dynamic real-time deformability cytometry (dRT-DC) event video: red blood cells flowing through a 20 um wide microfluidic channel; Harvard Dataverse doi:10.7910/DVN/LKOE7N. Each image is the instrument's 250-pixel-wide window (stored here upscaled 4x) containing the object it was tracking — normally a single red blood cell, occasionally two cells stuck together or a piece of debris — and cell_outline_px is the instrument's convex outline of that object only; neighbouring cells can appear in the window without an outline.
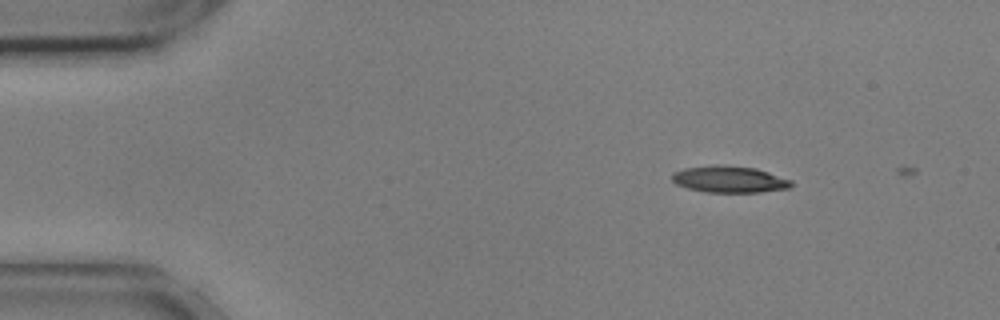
{"species": "common noctule bat (a hibernating species)", "species_latin": "Nyctalus noctula", "temperature_condition": "cold", "stored_images_in_passage": 4, "camera_frame_rate_fps": 3000, "um_per_image_px": 0.085, "animal": {"sex": "male", "body_mass_g": 17.9, "forearm_length_mm": 54.2}, "frame": {"image": 1, "passage_image": 3, "time_ms": 0.667, "image_size_px": [1000, 320], "cell_outline_px": [[792, 188], [760, 192], [704, 192], [688, 188], [676, 184], [672, 180], [672, 172], [684, 168], [756, 168], [792, 180]], "centroid_in_image_um": [62.05, 15.3], "position_along_channel_um": 23.0, "area_um2": 17.57}}